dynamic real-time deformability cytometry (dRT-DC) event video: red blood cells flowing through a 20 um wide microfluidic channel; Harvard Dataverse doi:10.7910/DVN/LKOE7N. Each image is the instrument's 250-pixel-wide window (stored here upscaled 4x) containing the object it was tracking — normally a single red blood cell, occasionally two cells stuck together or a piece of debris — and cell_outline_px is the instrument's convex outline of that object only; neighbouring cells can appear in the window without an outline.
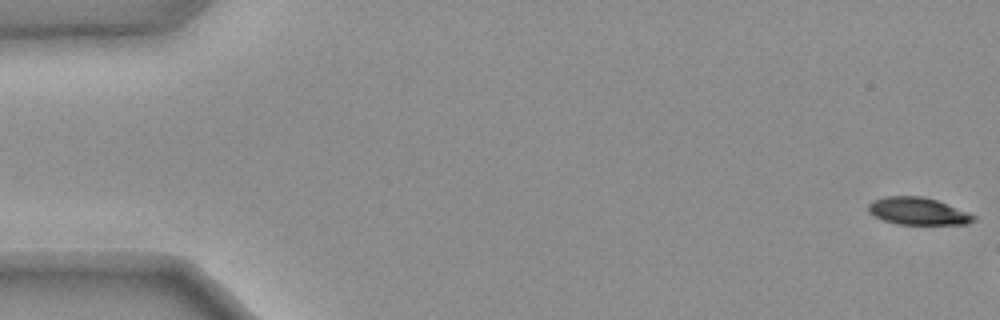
{"species": "common noctule bat (a hibernating species)", "species_latin": "Nyctalus noctula", "temperature_condition": "warm", "stored_images_in_passage": 11, "camera_frame_rate_fps": 3000, "um_per_image_px": 0.085, "animal": {"sex": "female", "body_mass_g": 25.1}, "frame": {"image": 1, "passage_image": 1, "time_ms": 0.0, "image_size_px": [1000, 320], "cell_outline_px": [[976, 220], [968, 224], [896, 224], [872, 216], [868, 212], [868, 204], [872, 200], [884, 196], [920, 196], [936, 200], [976, 216]], "centroid_in_image_um": [77.96, 17.95], "position_along_channel_um": 7.0, "area_um2": 16.7}}